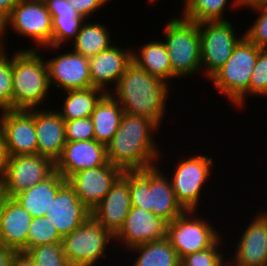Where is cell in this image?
I'll use <instances>...</instances> for the list:
<instances>
[{"mask_svg":"<svg viewBox=\"0 0 267 266\" xmlns=\"http://www.w3.org/2000/svg\"><path fill=\"white\" fill-rule=\"evenodd\" d=\"M157 133H161L160 129L151 119L123 113L115 135L106 146L108 162L123 171L157 165L164 156L155 139Z\"/></svg>","mask_w":267,"mask_h":266,"instance_id":"1","label":"cell"},{"mask_svg":"<svg viewBox=\"0 0 267 266\" xmlns=\"http://www.w3.org/2000/svg\"><path fill=\"white\" fill-rule=\"evenodd\" d=\"M171 87L132 60L109 94L121 105L124 113L151 119L161 129L168 112L169 96H172Z\"/></svg>","mask_w":267,"mask_h":266,"instance_id":"2","label":"cell"},{"mask_svg":"<svg viewBox=\"0 0 267 266\" xmlns=\"http://www.w3.org/2000/svg\"><path fill=\"white\" fill-rule=\"evenodd\" d=\"M41 51L20 48L12 54V109L43 108L50 100L48 68Z\"/></svg>","mask_w":267,"mask_h":266,"instance_id":"3","label":"cell"},{"mask_svg":"<svg viewBox=\"0 0 267 266\" xmlns=\"http://www.w3.org/2000/svg\"><path fill=\"white\" fill-rule=\"evenodd\" d=\"M160 165L163 163L158 162L153 167L139 171H129L131 203L170 223L185 210L176 200L168 171L164 172L167 167L163 169Z\"/></svg>","mask_w":267,"mask_h":266,"instance_id":"4","label":"cell"},{"mask_svg":"<svg viewBox=\"0 0 267 266\" xmlns=\"http://www.w3.org/2000/svg\"><path fill=\"white\" fill-rule=\"evenodd\" d=\"M260 50V47L244 36L234 47L228 60L209 78L217 94L227 98L236 109L246 108L249 82Z\"/></svg>","mask_w":267,"mask_h":266,"instance_id":"5","label":"cell"},{"mask_svg":"<svg viewBox=\"0 0 267 266\" xmlns=\"http://www.w3.org/2000/svg\"><path fill=\"white\" fill-rule=\"evenodd\" d=\"M164 33L162 40L169 55L172 73L178 79L202 74L199 23L180 15L173 16L165 23Z\"/></svg>","mask_w":267,"mask_h":266,"instance_id":"6","label":"cell"},{"mask_svg":"<svg viewBox=\"0 0 267 266\" xmlns=\"http://www.w3.org/2000/svg\"><path fill=\"white\" fill-rule=\"evenodd\" d=\"M61 243L71 266H102L99 262L107 261L104 258L107 259L109 247L114 246L115 240L110 231L90 216L83 224L63 236Z\"/></svg>","mask_w":267,"mask_h":266,"instance_id":"7","label":"cell"},{"mask_svg":"<svg viewBox=\"0 0 267 266\" xmlns=\"http://www.w3.org/2000/svg\"><path fill=\"white\" fill-rule=\"evenodd\" d=\"M196 154V155H195ZM188 155L183 154L174 164V168L168 176L172 183L177 202L187 210H199L204 188L207 187L209 177H212L214 159L207 154ZM183 157V158H182ZM206 186V187H204Z\"/></svg>","mask_w":267,"mask_h":266,"instance_id":"8","label":"cell"},{"mask_svg":"<svg viewBox=\"0 0 267 266\" xmlns=\"http://www.w3.org/2000/svg\"><path fill=\"white\" fill-rule=\"evenodd\" d=\"M15 32L22 38L30 39L28 50H40L44 47L52 46V17L47 10L44 1L37 0H20L7 16V23L3 33L0 35V47H10L7 44V32ZM13 30V31H12ZM6 36H5V35ZM6 38V40H5Z\"/></svg>","mask_w":267,"mask_h":266,"instance_id":"9","label":"cell"},{"mask_svg":"<svg viewBox=\"0 0 267 266\" xmlns=\"http://www.w3.org/2000/svg\"><path fill=\"white\" fill-rule=\"evenodd\" d=\"M204 217L197 210H187L167 223L166 238L180 259L211 247L222 236L208 220L209 216Z\"/></svg>","mask_w":267,"mask_h":266,"instance_id":"10","label":"cell"},{"mask_svg":"<svg viewBox=\"0 0 267 266\" xmlns=\"http://www.w3.org/2000/svg\"><path fill=\"white\" fill-rule=\"evenodd\" d=\"M234 25L230 20L199 23L201 70L207 80L228 60L244 37V33H237Z\"/></svg>","mask_w":267,"mask_h":266,"instance_id":"11","label":"cell"},{"mask_svg":"<svg viewBox=\"0 0 267 266\" xmlns=\"http://www.w3.org/2000/svg\"><path fill=\"white\" fill-rule=\"evenodd\" d=\"M54 171L55 162L46 156L40 154L9 156L1 185L7 197L13 198L45 180Z\"/></svg>","mask_w":267,"mask_h":266,"instance_id":"12","label":"cell"},{"mask_svg":"<svg viewBox=\"0 0 267 266\" xmlns=\"http://www.w3.org/2000/svg\"><path fill=\"white\" fill-rule=\"evenodd\" d=\"M0 135L9 156L37 154L34 108L0 110Z\"/></svg>","mask_w":267,"mask_h":266,"instance_id":"13","label":"cell"},{"mask_svg":"<svg viewBox=\"0 0 267 266\" xmlns=\"http://www.w3.org/2000/svg\"><path fill=\"white\" fill-rule=\"evenodd\" d=\"M167 222L142 207L132 206L128 215L114 235L117 245L128 250L134 246L166 238Z\"/></svg>","mask_w":267,"mask_h":266,"instance_id":"14","label":"cell"},{"mask_svg":"<svg viewBox=\"0 0 267 266\" xmlns=\"http://www.w3.org/2000/svg\"><path fill=\"white\" fill-rule=\"evenodd\" d=\"M45 60L51 89L68 91L92 87L89 58L70 49L49 59L45 56Z\"/></svg>","mask_w":267,"mask_h":266,"instance_id":"15","label":"cell"},{"mask_svg":"<svg viewBox=\"0 0 267 266\" xmlns=\"http://www.w3.org/2000/svg\"><path fill=\"white\" fill-rule=\"evenodd\" d=\"M123 170L110 162L105 165L84 169L70 176L67 181L74 188L80 201L92 211L105 197Z\"/></svg>","mask_w":267,"mask_h":266,"instance_id":"16","label":"cell"},{"mask_svg":"<svg viewBox=\"0 0 267 266\" xmlns=\"http://www.w3.org/2000/svg\"><path fill=\"white\" fill-rule=\"evenodd\" d=\"M257 214V215H256ZM227 257L233 266H267V217L258 210Z\"/></svg>","mask_w":267,"mask_h":266,"instance_id":"17","label":"cell"},{"mask_svg":"<svg viewBox=\"0 0 267 266\" xmlns=\"http://www.w3.org/2000/svg\"><path fill=\"white\" fill-rule=\"evenodd\" d=\"M119 41L89 58L92 87L110 93L132 61V49L122 48Z\"/></svg>","mask_w":267,"mask_h":266,"instance_id":"18","label":"cell"},{"mask_svg":"<svg viewBox=\"0 0 267 266\" xmlns=\"http://www.w3.org/2000/svg\"><path fill=\"white\" fill-rule=\"evenodd\" d=\"M108 162L106 145L94 140L67 141L61 156L55 162V170L64 179L88 168Z\"/></svg>","mask_w":267,"mask_h":266,"instance_id":"19","label":"cell"},{"mask_svg":"<svg viewBox=\"0 0 267 266\" xmlns=\"http://www.w3.org/2000/svg\"><path fill=\"white\" fill-rule=\"evenodd\" d=\"M131 207L129 171H124L102 201L91 211V216L115 235L122 227Z\"/></svg>","mask_w":267,"mask_h":266,"instance_id":"20","label":"cell"},{"mask_svg":"<svg viewBox=\"0 0 267 266\" xmlns=\"http://www.w3.org/2000/svg\"><path fill=\"white\" fill-rule=\"evenodd\" d=\"M90 216L91 211L80 201L68 181L58 190L50 210L45 214L62 237L83 224Z\"/></svg>","mask_w":267,"mask_h":266,"instance_id":"21","label":"cell"},{"mask_svg":"<svg viewBox=\"0 0 267 266\" xmlns=\"http://www.w3.org/2000/svg\"><path fill=\"white\" fill-rule=\"evenodd\" d=\"M47 109L34 108L37 154L46 156L56 162L67 142L65 121L56 110L48 107Z\"/></svg>","mask_w":267,"mask_h":266,"instance_id":"22","label":"cell"},{"mask_svg":"<svg viewBox=\"0 0 267 266\" xmlns=\"http://www.w3.org/2000/svg\"><path fill=\"white\" fill-rule=\"evenodd\" d=\"M33 217L14 198L5 200L0 216V244L18 252L27 250Z\"/></svg>","mask_w":267,"mask_h":266,"instance_id":"23","label":"cell"},{"mask_svg":"<svg viewBox=\"0 0 267 266\" xmlns=\"http://www.w3.org/2000/svg\"><path fill=\"white\" fill-rule=\"evenodd\" d=\"M44 3L51 14L53 28L52 46L44 48L50 51L61 50L62 46L65 47L76 38L86 19L67 0H44Z\"/></svg>","mask_w":267,"mask_h":266,"instance_id":"24","label":"cell"},{"mask_svg":"<svg viewBox=\"0 0 267 266\" xmlns=\"http://www.w3.org/2000/svg\"><path fill=\"white\" fill-rule=\"evenodd\" d=\"M67 182L58 172L54 171L48 178L24 190L13 198L30 214L33 218L45 216L50 210L58 190Z\"/></svg>","mask_w":267,"mask_h":266,"instance_id":"25","label":"cell"},{"mask_svg":"<svg viewBox=\"0 0 267 266\" xmlns=\"http://www.w3.org/2000/svg\"><path fill=\"white\" fill-rule=\"evenodd\" d=\"M132 60L150 75L171 84L178 78L172 73V66L163 40H152L132 49Z\"/></svg>","mask_w":267,"mask_h":266,"instance_id":"26","label":"cell"},{"mask_svg":"<svg viewBox=\"0 0 267 266\" xmlns=\"http://www.w3.org/2000/svg\"><path fill=\"white\" fill-rule=\"evenodd\" d=\"M123 113L121 105L106 93L91 114L94 139L107 146L119 127Z\"/></svg>","mask_w":267,"mask_h":266,"instance_id":"27","label":"cell"},{"mask_svg":"<svg viewBox=\"0 0 267 266\" xmlns=\"http://www.w3.org/2000/svg\"><path fill=\"white\" fill-rule=\"evenodd\" d=\"M85 20L82 24L81 29L78 31L76 38L70 43L71 49L83 55L84 57L90 58L101 51L106 50L115 43L111 39L110 29L106 25L92 21L90 23ZM92 21V22H91Z\"/></svg>","mask_w":267,"mask_h":266,"instance_id":"28","label":"cell"},{"mask_svg":"<svg viewBox=\"0 0 267 266\" xmlns=\"http://www.w3.org/2000/svg\"><path fill=\"white\" fill-rule=\"evenodd\" d=\"M127 251L128 254H134V261L128 266H180L181 263L178 253L167 238L140 244Z\"/></svg>","mask_w":267,"mask_h":266,"instance_id":"29","label":"cell"},{"mask_svg":"<svg viewBox=\"0 0 267 266\" xmlns=\"http://www.w3.org/2000/svg\"><path fill=\"white\" fill-rule=\"evenodd\" d=\"M62 94L65 97L61 98L63 103L60 106L62 107L56 111L64 121H70L91 117L97 103L106 93L98 88L90 87L87 89L68 90Z\"/></svg>","mask_w":267,"mask_h":266,"instance_id":"30","label":"cell"},{"mask_svg":"<svg viewBox=\"0 0 267 266\" xmlns=\"http://www.w3.org/2000/svg\"><path fill=\"white\" fill-rule=\"evenodd\" d=\"M183 3L180 16L195 23H200L229 20L224 16L227 8L235 9L236 7V9L241 10L245 7L246 0H183Z\"/></svg>","mask_w":267,"mask_h":266,"instance_id":"31","label":"cell"},{"mask_svg":"<svg viewBox=\"0 0 267 266\" xmlns=\"http://www.w3.org/2000/svg\"><path fill=\"white\" fill-rule=\"evenodd\" d=\"M244 8L257 13L254 23L246 26L244 36L261 49H267V0L246 1Z\"/></svg>","mask_w":267,"mask_h":266,"instance_id":"32","label":"cell"},{"mask_svg":"<svg viewBox=\"0 0 267 266\" xmlns=\"http://www.w3.org/2000/svg\"><path fill=\"white\" fill-rule=\"evenodd\" d=\"M61 242L62 236L47 217L33 218L27 236V249Z\"/></svg>","mask_w":267,"mask_h":266,"instance_id":"33","label":"cell"},{"mask_svg":"<svg viewBox=\"0 0 267 266\" xmlns=\"http://www.w3.org/2000/svg\"><path fill=\"white\" fill-rule=\"evenodd\" d=\"M24 252L37 266H71L66 259L62 243L39 245Z\"/></svg>","mask_w":267,"mask_h":266,"instance_id":"34","label":"cell"},{"mask_svg":"<svg viewBox=\"0 0 267 266\" xmlns=\"http://www.w3.org/2000/svg\"><path fill=\"white\" fill-rule=\"evenodd\" d=\"M222 236L209 248L181 258L180 266H221L226 258Z\"/></svg>","mask_w":267,"mask_h":266,"instance_id":"35","label":"cell"},{"mask_svg":"<svg viewBox=\"0 0 267 266\" xmlns=\"http://www.w3.org/2000/svg\"><path fill=\"white\" fill-rule=\"evenodd\" d=\"M7 49L0 47V110L12 109V53Z\"/></svg>","mask_w":267,"mask_h":266,"instance_id":"36","label":"cell"},{"mask_svg":"<svg viewBox=\"0 0 267 266\" xmlns=\"http://www.w3.org/2000/svg\"><path fill=\"white\" fill-rule=\"evenodd\" d=\"M267 98V49H261L249 82V97Z\"/></svg>","mask_w":267,"mask_h":266,"instance_id":"37","label":"cell"},{"mask_svg":"<svg viewBox=\"0 0 267 266\" xmlns=\"http://www.w3.org/2000/svg\"><path fill=\"white\" fill-rule=\"evenodd\" d=\"M66 141L94 140L91 117L65 121Z\"/></svg>","mask_w":267,"mask_h":266,"instance_id":"38","label":"cell"},{"mask_svg":"<svg viewBox=\"0 0 267 266\" xmlns=\"http://www.w3.org/2000/svg\"><path fill=\"white\" fill-rule=\"evenodd\" d=\"M75 9L77 13L83 16L85 19H91V17L98 13L103 7L109 4L112 0H67ZM108 3V4H107Z\"/></svg>","mask_w":267,"mask_h":266,"instance_id":"39","label":"cell"},{"mask_svg":"<svg viewBox=\"0 0 267 266\" xmlns=\"http://www.w3.org/2000/svg\"><path fill=\"white\" fill-rule=\"evenodd\" d=\"M8 161H9V153L4 140L0 135V184L2 183L5 177Z\"/></svg>","mask_w":267,"mask_h":266,"instance_id":"40","label":"cell"},{"mask_svg":"<svg viewBox=\"0 0 267 266\" xmlns=\"http://www.w3.org/2000/svg\"><path fill=\"white\" fill-rule=\"evenodd\" d=\"M18 251L0 244V266H11Z\"/></svg>","mask_w":267,"mask_h":266,"instance_id":"41","label":"cell"},{"mask_svg":"<svg viewBox=\"0 0 267 266\" xmlns=\"http://www.w3.org/2000/svg\"><path fill=\"white\" fill-rule=\"evenodd\" d=\"M11 266H37L26 252H17Z\"/></svg>","mask_w":267,"mask_h":266,"instance_id":"42","label":"cell"},{"mask_svg":"<svg viewBox=\"0 0 267 266\" xmlns=\"http://www.w3.org/2000/svg\"><path fill=\"white\" fill-rule=\"evenodd\" d=\"M20 0H0V11L7 17Z\"/></svg>","mask_w":267,"mask_h":266,"instance_id":"43","label":"cell"},{"mask_svg":"<svg viewBox=\"0 0 267 266\" xmlns=\"http://www.w3.org/2000/svg\"><path fill=\"white\" fill-rule=\"evenodd\" d=\"M7 23V17L0 11V35L3 33Z\"/></svg>","mask_w":267,"mask_h":266,"instance_id":"44","label":"cell"},{"mask_svg":"<svg viewBox=\"0 0 267 266\" xmlns=\"http://www.w3.org/2000/svg\"><path fill=\"white\" fill-rule=\"evenodd\" d=\"M6 199H7V195L2 188V185L0 184V216H1V210H2L3 204Z\"/></svg>","mask_w":267,"mask_h":266,"instance_id":"45","label":"cell"},{"mask_svg":"<svg viewBox=\"0 0 267 266\" xmlns=\"http://www.w3.org/2000/svg\"><path fill=\"white\" fill-rule=\"evenodd\" d=\"M227 260L221 266H233L232 262L229 259H227Z\"/></svg>","mask_w":267,"mask_h":266,"instance_id":"46","label":"cell"},{"mask_svg":"<svg viewBox=\"0 0 267 266\" xmlns=\"http://www.w3.org/2000/svg\"><path fill=\"white\" fill-rule=\"evenodd\" d=\"M159 0H148L149 4H156V2L158 3Z\"/></svg>","mask_w":267,"mask_h":266,"instance_id":"47","label":"cell"},{"mask_svg":"<svg viewBox=\"0 0 267 266\" xmlns=\"http://www.w3.org/2000/svg\"><path fill=\"white\" fill-rule=\"evenodd\" d=\"M262 210V212L265 214V216L267 217V210L265 211H263V209H261Z\"/></svg>","mask_w":267,"mask_h":266,"instance_id":"48","label":"cell"}]
</instances>
